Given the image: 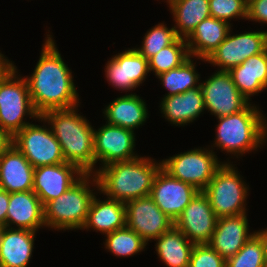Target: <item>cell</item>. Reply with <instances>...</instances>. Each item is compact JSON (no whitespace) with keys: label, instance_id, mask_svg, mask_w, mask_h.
Here are the masks:
<instances>
[{"label":"cell","instance_id":"19","mask_svg":"<svg viewBox=\"0 0 267 267\" xmlns=\"http://www.w3.org/2000/svg\"><path fill=\"white\" fill-rule=\"evenodd\" d=\"M37 232L45 227L44 207L39 197L32 191L10 193L6 227Z\"/></svg>","mask_w":267,"mask_h":267},{"label":"cell","instance_id":"32","mask_svg":"<svg viewBox=\"0 0 267 267\" xmlns=\"http://www.w3.org/2000/svg\"><path fill=\"white\" fill-rule=\"evenodd\" d=\"M178 38L174 28H168L166 24L159 23L149 29L145 34L142 46L135 48L145 59L159 53L164 47L171 45Z\"/></svg>","mask_w":267,"mask_h":267},{"label":"cell","instance_id":"40","mask_svg":"<svg viewBox=\"0 0 267 267\" xmlns=\"http://www.w3.org/2000/svg\"><path fill=\"white\" fill-rule=\"evenodd\" d=\"M255 234L262 241L263 248H264L265 261L267 264V228L263 229V230L256 231Z\"/></svg>","mask_w":267,"mask_h":267},{"label":"cell","instance_id":"8","mask_svg":"<svg viewBox=\"0 0 267 267\" xmlns=\"http://www.w3.org/2000/svg\"><path fill=\"white\" fill-rule=\"evenodd\" d=\"M201 148H194L163 159L162 169L171 177L203 191L224 162L218 160L214 150Z\"/></svg>","mask_w":267,"mask_h":267},{"label":"cell","instance_id":"18","mask_svg":"<svg viewBox=\"0 0 267 267\" xmlns=\"http://www.w3.org/2000/svg\"><path fill=\"white\" fill-rule=\"evenodd\" d=\"M249 227L246 213L218 218L208 245L226 260L255 234L249 232Z\"/></svg>","mask_w":267,"mask_h":267},{"label":"cell","instance_id":"24","mask_svg":"<svg viewBox=\"0 0 267 267\" xmlns=\"http://www.w3.org/2000/svg\"><path fill=\"white\" fill-rule=\"evenodd\" d=\"M144 101L135 93L114 99L103 110L106 123L133 131L138 129L148 118V109Z\"/></svg>","mask_w":267,"mask_h":267},{"label":"cell","instance_id":"36","mask_svg":"<svg viewBox=\"0 0 267 267\" xmlns=\"http://www.w3.org/2000/svg\"><path fill=\"white\" fill-rule=\"evenodd\" d=\"M267 24V0H248L247 20Z\"/></svg>","mask_w":267,"mask_h":267},{"label":"cell","instance_id":"26","mask_svg":"<svg viewBox=\"0 0 267 267\" xmlns=\"http://www.w3.org/2000/svg\"><path fill=\"white\" fill-rule=\"evenodd\" d=\"M126 226V206L118 200L93 197L85 224L81 230L93 228L103 235Z\"/></svg>","mask_w":267,"mask_h":267},{"label":"cell","instance_id":"30","mask_svg":"<svg viewBox=\"0 0 267 267\" xmlns=\"http://www.w3.org/2000/svg\"><path fill=\"white\" fill-rule=\"evenodd\" d=\"M190 57L186 39L177 38L171 45L164 47L159 53L148 59L149 71L155 76L179 67Z\"/></svg>","mask_w":267,"mask_h":267},{"label":"cell","instance_id":"39","mask_svg":"<svg viewBox=\"0 0 267 267\" xmlns=\"http://www.w3.org/2000/svg\"><path fill=\"white\" fill-rule=\"evenodd\" d=\"M13 137L0 128V156L12 145Z\"/></svg>","mask_w":267,"mask_h":267},{"label":"cell","instance_id":"35","mask_svg":"<svg viewBox=\"0 0 267 267\" xmlns=\"http://www.w3.org/2000/svg\"><path fill=\"white\" fill-rule=\"evenodd\" d=\"M189 267H226V260L208 244L194 245Z\"/></svg>","mask_w":267,"mask_h":267},{"label":"cell","instance_id":"4","mask_svg":"<svg viewBox=\"0 0 267 267\" xmlns=\"http://www.w3.org/2000/svg\"><path fill=\"white\" fill-rule=\"evenodd\" d=\"M257 107L250 103L238 113L217 118L219 123L211 148L219 147L217 149L237 158L262 148L261 145L267 141V120Z\"/></svg>","mask_w":267,"mask_h":267},{"label":"cell","instance_id":"28","mask_svg":"<svg viewBox=\"0 0 267 267\" xmlns=\"http://www.w3.org/2000/svg\"><path fill=\"white\" fill-rule=\"evenodd\" d=\"M154 241L155 251L167 267H189L194 244L175 226Z\"/></svg>","mask_w":267,"mask_h":267},{"label":"cell","instance_id":"13","mask_svg":"<svg viewBox=\"0 0 267 267\" xmlns=\"http://www.w3.org/2000/svg\"><path fill=\"white\" fill-rule=\"evenodd\" d=\"M125 206L126 226L147 244L174 226V221L160 210L150 196L128 201Z\"/></svg>","mask_w":267,"mask_h":267},{"label":"cell","instance_id":"3","mask_svg":"<svg viewBox=\"0 0 267 267\" xmlns=\"http://www.w3.org/2000/svg\"><path fill=\"white\" fill-rule=\"evenodd\" d=\"M161 168V162L142 156L130 161L113 162L96 169L100 191L97 193L123 203L150 196L153 181Z\"/></svg>","mask_w":267,"mask_h":267},{"label":"cell","instance_id":"12","mask_svg":"<svg viewBox=\"0 0 267 267\" xmlns=\"http://www.w3.org/2000/svg\"><path fill=\"white\" fill-rule=\"evenodd\" d=\"M135 133L133 130L120 126L105 125L94 129V155L95 166L99 161L102 168L113 162L130 161L139 157L134 152Z\"/></svg>","mask_w":267,"mask_h":267},{"label":"cell","instance_id":"20","mask_svg":"<svg viewBox=\"0 0 267 267\" xmlns=\"http://www.w3.org/2000/svg\"><path fill=\"white\" fill-rule=\"evenodd\" d=\"M35 168L12 144L0 156V188L9 193L30 191Z\"/></svg>","mask_w":267,"mask_h":267},{"label":"cell","instance_id":"14","mask_svg":"<svg viewBox=\"0 0 267 267\" xmlns=\"http://www.w3.org/2000/svg\"><path fill=\"white\" fill-rule=\"evenodd\" d=\"M217 219L208 197L200 191L175 220L174 226L194 245L208 244Z\"/></svg>","mask_w":267,"mask_h":267},{"label":"cell","instance_id":"22","mask_svg":"<svg viewBox=\"0 0 267 267\" xmlns=\"http://www.w3.org/2000/svg\"><path fill=\"white\" fill-rule=\"evenodd\" d=\"M160 109L163 117L175 126L193 122L206 110L201 87L162 98Z\"/></svg>","mask_w":267,"mask_h":267},{"label":"cell","instance_id":"21","mask_svg":"<svg viewBox=\"0 0 267 267\" xmlns=\"http://www.w3.org/2000/svg\"><path fill=\"white\" fill-rule=\"evenodd\" d=\"M35 231L0 228V267H27L34 249Z\"/></svg>","mask_w":267,"mask_h":267},{"label":"cell","instance_id":"10","mask_svg":"<svg viewBox=\"0 0 267 267\" xmlns=\"http://www.w3.org/2000/svg\"><path fill=\"white\" fill-rule=\"evenodd\" d=\"M231 32L206 59V62L219 67L220 71H230L247 58L267 49V31H245L235 35H231Z\"/></svg>","mask_w":267,"mask_h":267},{"label":"cell","instance_id":"5","mask_svg":"<svg viewBox=\"0 0 267 267\" xmlns=\"http://www.w3.org/2000/svg\"><path fill=\"white\" fill-rule=\"evenodd\" d=\"M90 184L99 191L96 175L84 174L66 192L47 202L43 206L45 227L61 231L81 229L96 194Z\"/></svg>","mask_w":267,"mask_h":267},{"label":"cell","instance_id":"41","mask_svg":"<svg viewBox=\"0 0 267 267\" xmlns=\"http://www.w3.org/2000/svg\"><path fill=\"white\" fill-rule=\"evenodd\" d=\"M171 1H173V0H167V1H165L167 4H169Z\"/></svg>","mask_w":267,"mask_h":267},{"label":"cell","instance_id":"31","mask_svg":"<svg viewBox=\"0 0 267 267\" xmlns=\"http://www.w3.org/2000/svg\"><path fill=\"white\" fill-rule=\"evenodd\" d=\"M105 248L114 256L128 257L144 251L147 243L127 226L105 235Z\"/></svg>","mask_w":267,"mask_h":267},{"label":"cell","instance_id":"2","mask_svg":"<svg viewBox=\"0 0 267 267\" xmlns=\"http://www.w3.org/2000/svg\"><path fill=\"white\" fill-rule=\"evenodd\" d=\"M77 110L78 106L52 109L42 113L37 120L48 123L67 163L76 165L85 174H95L94 128Z\"/></svg>","mask_w":267,"mask_h":267},{"label":"cell","instance_id":"17","mask_svg":"<svg viewBox=\"0 0 267 267\" xmlns=\"http://www.w3.org/2000/svg\"><path fill=\"white\" fill-rule=\"evenodd\" d=\"M84 174L76 165L67 162L39 166L34 170L32 191L44 206L66 192Z\"/></svg>","mask_w":267,"mask_h":267},{"label":"cell","instance_id":"25","mask_svg":"<svg viewBox=\"0 0 267 267\" xmlns=\"http://www.w3.org/2000/svg\"><path fill=\"white\" fill-rule=\"evenodd\" d=\"M229 72L238 91L251 101L250 97L267 89V49L247 58Z\"/></svg>","mask_w":267,"mask_h":267},{"label":"cell","instance_id":"23","mask_svg":"<svg viewBox=\"0 0 267 267\" xmlns=\"http://www.w3.org/2000/svg\"><path fill=\"white\" fill-rule=\"evenodd\" d=\"M231 25L214 17L204 19L186 39L189 55L206 62L210 54L225 40Z\"/></svg>","mask_w":267,"mask_h":267},{"label":"cell","instance_id":"11","mask_svg":"<svg viewBox=\"0 0 267 267\" xmlns=\"http://www.w3.org/2000/svg\"><path fill=\"white\" fill-rule=\"evenodd\" d=\"M200 84L205 109L216 118L238 113L251 103L238 91L229 71L217 70Z\"/></svg>","mask_w":267,"mask_h":267},{"label":"cell","instance_id":"37","mask_svg":"<svg viewBox=\"0 0 267 267\" xmlns=\"http://www.w3.org/2000/svg\"><path fill=\"white\" fill-rule=\"evenodd\" d=\"M10 193L0 188V228L6 227V216Z\"/></svg>","mask_w":267,"mask_h":267},{"label":"cell","instance_id":"34","mask_svg":"<svg viewBox=\"0 0 267 267\" xmlns=\"http://www.w3.org/2000/svg\"><path fill=\"white\" fill-rule=\"evenodd\" d=\"M247 6L248 0H209L211 17L229 24L234 18L247 20Z\"/></svg>","mask_w":267,"mask_h":267},{"label":"cell","instance_id":"15","mask_svg":"<svg viewBox=\"0 0 267 267\" xmlns=\"http://www.w3.org/2000/svg\"><path fill=\"white\" fill-rule=\"evenodd\" d=\"M199 192L193 185L171 177L161 168L153 181L150 197L175 222Z\"/></svg>","mask_w":267,"mask_h":267},{"label":"cell","instance_id":"27","mask_svg":"<svg viewBox=\"0 0 267 267\" xmlns=\"http://www.w3.org/2000/svg\"><path fill=\"white\" fill-rule=\"evenodd\" d=\"M168 5L179 38L187 39L198 24L211 17L209 0H173Z\"/></svg>","mask_w":267,"mask_h":267},{"label":"cell","instance_id":"6","mask_svg":"<svg viewBox=\"0 0 267 267\" xmlns=\"http://www.w3.org/2000/svg\"><path fill=\"white\" fill-rule=\"evenodd\" d=\"M231 162H224L202 191L209 199L217 218L236 216L246 212L249 185Z\"/></svg>","mask_w":267,"mask_h":267},{"label":"cell","instance_id":"29","mask_svg":"<svg viewBox=\"0 0 267 267\" xmlns=\"http://www.w3.org/2000/svg\"><path fill=\"white\" fill-rule=\"evenodd\" d=\"M191 58L192 57L190 56L179 67L173 68L157 76L161 81L162 86L168 90V93L165 94L164 97L181 94L188 90L200 87L201 84L198 82L201 79L200 74L195 68L196 63L194 64V60Z\"/></svg>","mask_w":267,"mask_h":267},{"label":"cell","instance_id":"38","mask_svg":"<svg viewBox=\"0 0 267 267\" xmlns=\"http://www.w3.org/2000/svg\"><path fill=\"white\" fill-rule=\"evenodd\" d=\"M15 67L14 62L7 59L2 52H0V82L9 74Z\"/></svg>","mask_w":267,"mask_h":267},{"label":"cell","instance_id":"1","mask_svg":"<svg viewBox=\"0 0 267 267\" xmlns=\"http://www.w3.org/2000/svg\"><path fill=\"white\" fill-rule=\"evenodd\" d=\"M52 37L48 32L33 73L24 76L33 106L40 115L48 110L80 105L72 71L65 64Z\"/></svg>","mask_w":267,"mask_h":267},{"label":"cell","instance_id":"16","mask_svg":"<svg viewBox=\"0 0 267 267\" xmlns=\"http://www.w3.org/2000/svg\"><path fill=\"white\" fill-rule=\"evenodd\" d=\"M104 70L109 84L125 92L138 88L150 72L148 60L135 48L113 55Z\"/></svg>","mask_w":267,"mask_h":267},{"label":"cell","instance_id":"33","mask_svg":"<svg viewBox=\"0 0 267 267\" xmlns=\"http://www.w3.org/2000/svg\"><path fill=\"white\" fill-rule=\"evenodd\" d=\"M226 267H267L259 237L254 234L236 255L226 259Z\"/></svg>","mask_w":267,"mask_h":267},{"label":"cell","instance_id":"7","mask_svg":"<svg viewBox=\"0 0 267 267\" xmlns=\"http://www.w3.org/2000/svg\"><path fill=\"white\" fill-rule=\"evenodd\" d=\"M18 74L15 66L0 82V128L12 137L30 124L23 119L25 116L40 117L33 106L26 79Z\"/></svg>","mask_w":267,"mask_h":267},{"label":"cell","instance_id":"9","mask_svg":"<svg viewBox=\"0 0 267 267\" xmlns=\"http://www.w3.org/2000/svg\"><path fill=\"white\" fill-rule=\"evenodd\" d=\"M12 144L34 168L66 162L60 143L44 122L43 126L35 123L26 125L13 136Z\"/></svg>","mask_w":267,"mask_h":267}]
</instances>
